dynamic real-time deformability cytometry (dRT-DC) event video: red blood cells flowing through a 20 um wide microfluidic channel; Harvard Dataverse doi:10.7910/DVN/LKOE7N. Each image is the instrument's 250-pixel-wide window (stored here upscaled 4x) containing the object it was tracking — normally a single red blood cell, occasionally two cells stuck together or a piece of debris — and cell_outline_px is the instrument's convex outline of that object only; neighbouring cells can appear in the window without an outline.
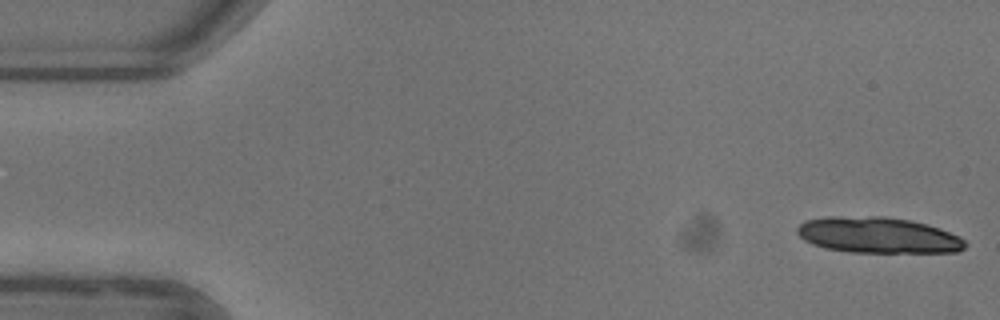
{"species": "common noctule bat (a hibernating species)", "species_latin": "Nyctalus noctula", "temperature_condition": "warm", "stored_images_in_passage": 35, "camera_frame_rate_fps": 3000, "um_per_image_px": 0.085, "animal": {"sex": "female"}, "frame": {"image": 1, "passage_image": 1, "time_ms": 0.0, "image_size_px": [1000, 320], "cell_outline_px": [[968, 244], [964, 248], [956, 252], [848, 252], [824, 248], [812, 244], [804, 240], [796, 232], [796, 228], [804, 220], [828, 216], [884, 216], [908, 220], [928, 224], [940, 228], [960, 236]], "centroid_in_image_um": [74.61, 19.98], "position_along_channel_um": 10.4, "area_um2": 35.49}}
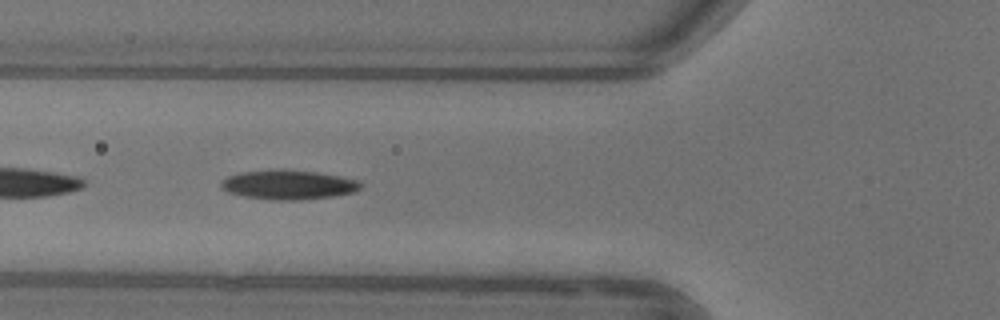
{"frame": {"image": 2, "passage_image": 19, "time_ms": 6.0, "image_size_px": [1000, 320], "cell_outline_px": [[360, 188], [352, 192], [332, 196], [300, 200], [276, 200], [244, 196], [228, 192], [220, 188], [220, 184], [228, 176], [240, 172], [280, 168], [316, 172], [360, 180]], "centroid_in_image_um": [24.48, 15.69], "position_along_channel_um": 101.3, "area_um2": 23.87}}
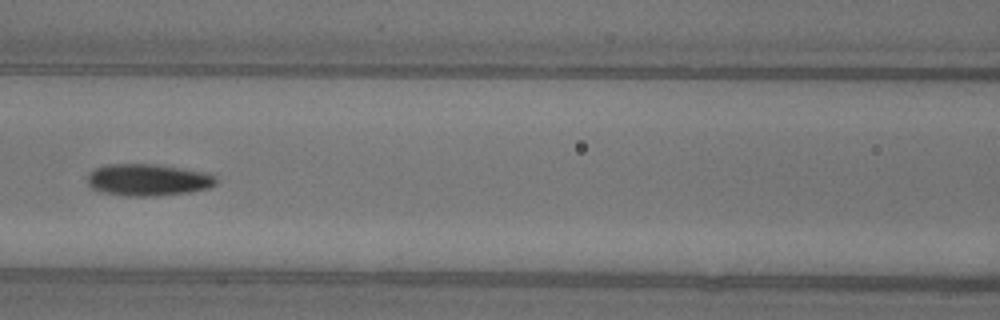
{"frame": {"image": 3, "passage_image": 23, "time_ms": 7.333, "image_size_px": [1000, 320], "cell_outline_px": [[216, 184], [208, 188], [192, 192], [156, 196], [128, 196], [104, 192], [92, 188], [88, 184], [88, 172], [96, 168], [108, 164], [156, 164], [208, 172], [216, 176]], "centroid_in_image_um": [12.62, 15.28], "position_along_channel_um": 154.0, "area_um2": 24.04}}